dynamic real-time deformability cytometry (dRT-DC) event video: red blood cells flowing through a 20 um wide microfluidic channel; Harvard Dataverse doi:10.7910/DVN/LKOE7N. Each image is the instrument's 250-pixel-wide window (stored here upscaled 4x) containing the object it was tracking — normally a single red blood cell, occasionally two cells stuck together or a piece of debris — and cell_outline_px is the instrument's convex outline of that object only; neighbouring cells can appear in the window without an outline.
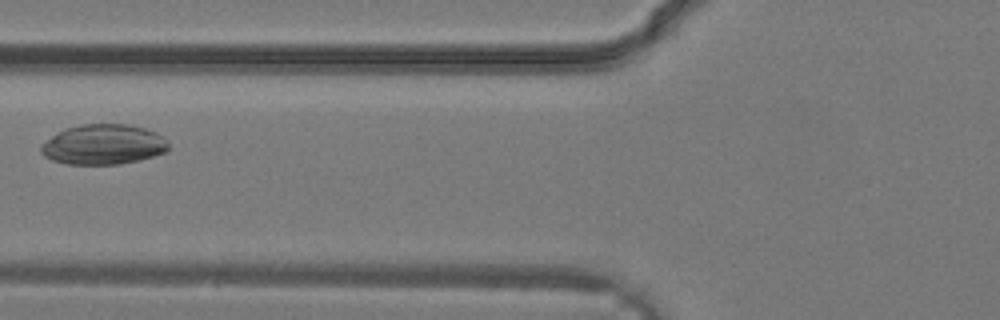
{"species": "common noctule bat (a hibernating species)", "species_latin": "Nyctalus noctula", "temperature_condition": "warm", "stored_images_in_passage": 15, "camera_frame_rate_fps": 3000, "um_per_image_px": 0.085, "animal": {"sex": "male", "body_mass_g": 19.2, "forearm_length_mm": 51.8}, "frame": {"image": 1, "passage_image": 4, "time_ms": 1.0, "image_size_px": [1000, 320], "cell_outline_px": [[168, 152], [140, 160], [120, 164], [64, 164], [52, 160], [44, 156], [40, 152], [40, 144], [52, 136], [68, 128], [80, 124], [128, 124], [144, 128], [156, 132], [164, 136], [168, 144]], "centroid_in_image_um": [8.81, 12.29], "position_along_channel_um": 117.0, "area_um2": 30.0}}
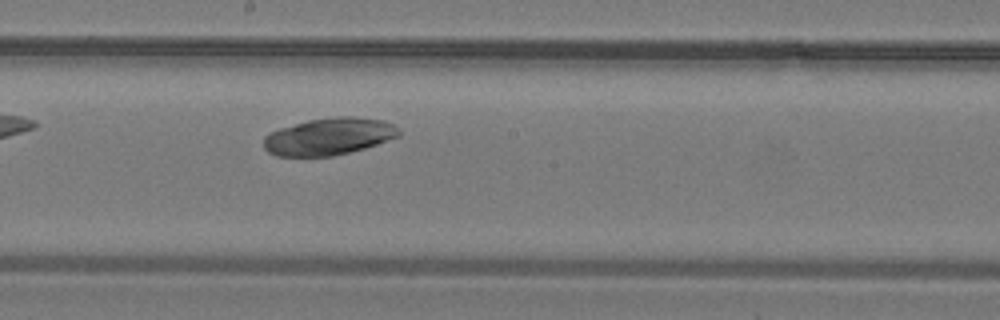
{"frame": {"image": 2, "passage_image": 9, "time_ms": 2.667, "image_size_px": [1000, 320], "cell_outline_px": [[400, 136], [364, 148], [332, 156], [276, 156], [268, 152], [264, 148], [264, 136], [280, 128], [308, 120], [336, 116], [352, 116], [384, 120], [400, 128]], "centroid_in_image_um": [27.97, 11.59], "position_along_channel_um": 220.2, "area_um2": 29.19}}
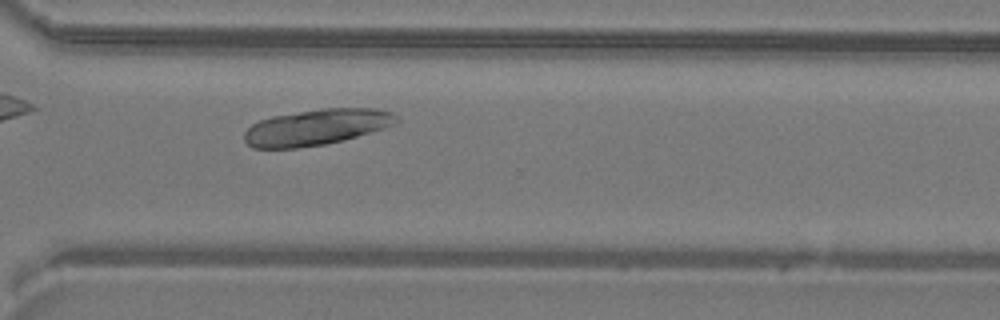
{"frame": {"image": 3, "passage_image": 15, "time_ms": 4.667, "image_size_px": [1000, 320], "cell_outline_px": [[400, 120], [396, 124], [384, 128], [344, 140], [324, 144], [300, 148], [252, 148], [244, 140], [244, 132], [252, 124], [260, 120], [272, 116], [320, 108], [376, 108], [392, 112], [400, 116]], "centroid_in_image_um": [26.93, 10.8], "position_along_channel_um": 343.7, "area_um2": 32.14}}